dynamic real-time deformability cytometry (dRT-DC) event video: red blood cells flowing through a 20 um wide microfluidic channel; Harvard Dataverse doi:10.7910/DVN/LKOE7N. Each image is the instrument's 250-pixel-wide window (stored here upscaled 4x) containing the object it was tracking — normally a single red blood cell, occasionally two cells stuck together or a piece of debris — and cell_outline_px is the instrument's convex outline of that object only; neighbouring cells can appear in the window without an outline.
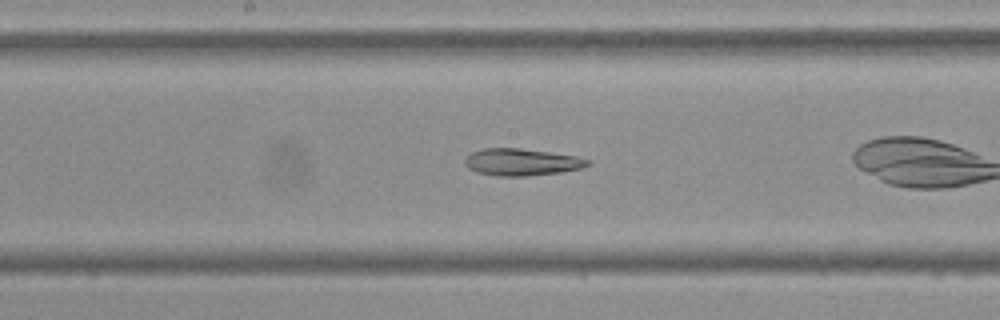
{"species": "Egyptian fruit bat (a non-hibernating species)", "species_latin": "Rousettus aegyptiacus", "temperature_condition": "cold", "stored_images_in_passage": 39, "camera_frame_rate_fps": 3000, "um_per_image_px": 0.085, "frame": {"image": 1, "passage_image": 12, "time_ms": 3.667, "image_size_px": [1000, 320], "cell_outline_px": [[592, 164], [580, 168], [560, 172], [528, 176], [496, 176], [476, 172], [468, 168], [464, 164], [464, 160], [472, 152], [484, 148], [520, 148], [576, 156], [592, 160]], "centroid_in_image_um": [44.34, 13.78], "position_along_channel_um": 203.9, "area_um2": 19.36}}
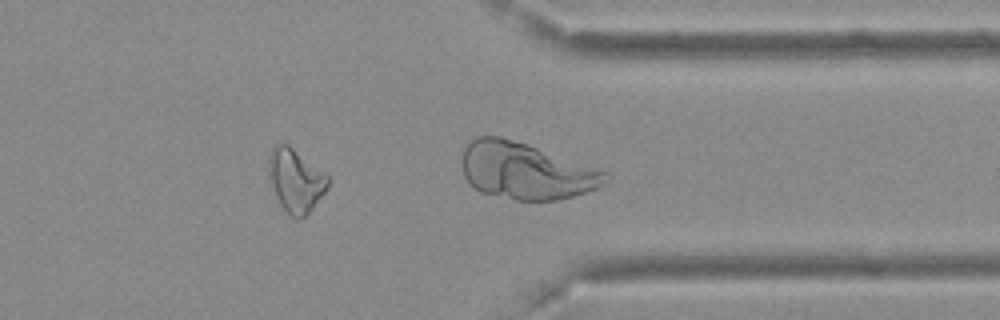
{"frame": {"image": 2, "passage_image": 28, "time_ms": 9.0, "image_size_px": [1000, 320], "cell_outline_px": [[328, 188], [308, 212], [300, 220], [296, 220], [280, 204], [276, 196], [268, 176], [268, 160], [272, 148], [276, 144], [288, 144], [328, 176]], "centroid_in_image_um": [25.1, 15.33], "position_along_channel_um": 386.3, "area_um2": 21.39}, "authors_computed_cell_mechanics": {"area_um2": 20.23, "velocity_mm_per_s": 3.7346, "shape_relaxation_time_tau1_ms": null, "shape_relaxation_time_tau2_ms": 5.3729, "deformation_change_tau1": null, "deformation_change_tau2": 0.151}}